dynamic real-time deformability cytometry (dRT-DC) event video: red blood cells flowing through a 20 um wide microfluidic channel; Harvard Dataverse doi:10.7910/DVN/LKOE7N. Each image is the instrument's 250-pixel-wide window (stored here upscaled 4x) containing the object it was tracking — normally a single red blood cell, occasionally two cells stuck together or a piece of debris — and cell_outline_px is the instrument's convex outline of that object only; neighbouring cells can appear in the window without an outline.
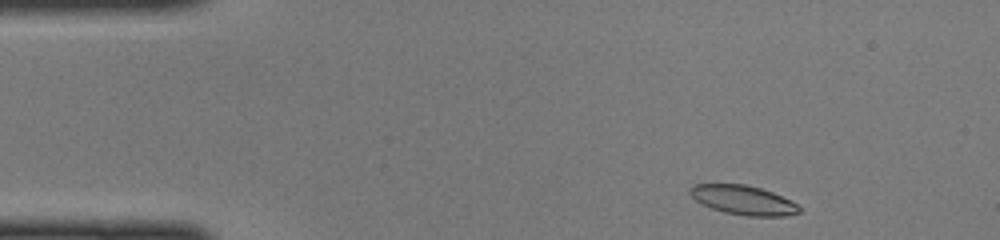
{"species": "common noctule bat (a hibernating species)", "species_latin": "Nyctalus noctula", "temperature_condition": "cold", "stored_images_in_passage": 42, "camera_frame_rate_fps": 3000, "um_per_image_px": 0.085, "animal": {"sex": "female", "body_mass_g": 22.0, "forearm_length_mm": 56.7}, "frame": {"image": 1, "passage_image": 1, "time_ms": 0.0, "image_size_px": [1000, 240], "cell_outline_px": [[800, 212], [784, 216], [748, 216], [724, 212], [712, 208], [696, 200], [688, 192], [688, 188], [692, 184], [744, 184], [760, 188], [772, 192], [792, 200], [800, 208]], "centroid_in_image_um": [63.17, 17.0], "position_along_channel_um": 21.8, "area_um2": 18.55}}
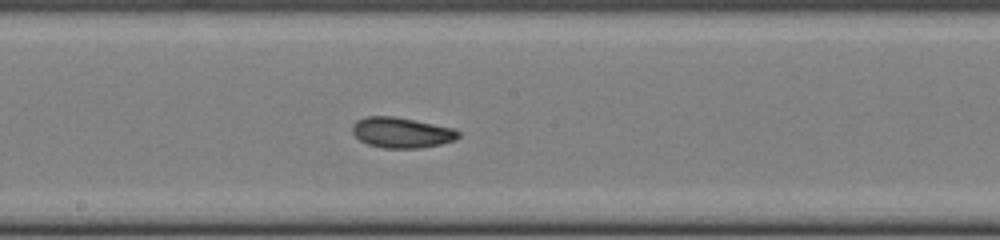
{"frame": {"image": 2, "passage_image": 20, "time_ms": 6.333, "image_size_px": [1000, 240], "cell_outline_px": [[460, 136], [456, 140], [440, 144], [420, 148], [384, 148], [368, 144], [360, 140], [352, 132], [352, 124], [356, 120], [364, 116], [392, 116], [416, 120], [456, 128], [460, 132]], "centroid_in_image_um": [34.15, 11.26], "position_along_channel_um": 214.0, "area_um2": 19.07}}
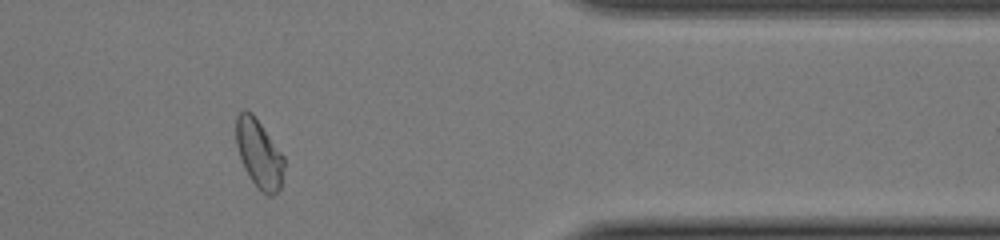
{"frame": {"image": 3, "passage_image": 34, "time_ms": 11.0, "image_size_px": [1000, 240], "cell_outline_px": [[284, 168], [280, 188], [272, 196], [268, 196], [248, 176], [244, 168], [236, 144], [236, 116], [244, 108], [252, 112], [256, 116], [284, 156]], "centroid_in_image_um": [22.01, 13.01], "position_along_channel_um": 389.4, "area_um2": 19.13}}